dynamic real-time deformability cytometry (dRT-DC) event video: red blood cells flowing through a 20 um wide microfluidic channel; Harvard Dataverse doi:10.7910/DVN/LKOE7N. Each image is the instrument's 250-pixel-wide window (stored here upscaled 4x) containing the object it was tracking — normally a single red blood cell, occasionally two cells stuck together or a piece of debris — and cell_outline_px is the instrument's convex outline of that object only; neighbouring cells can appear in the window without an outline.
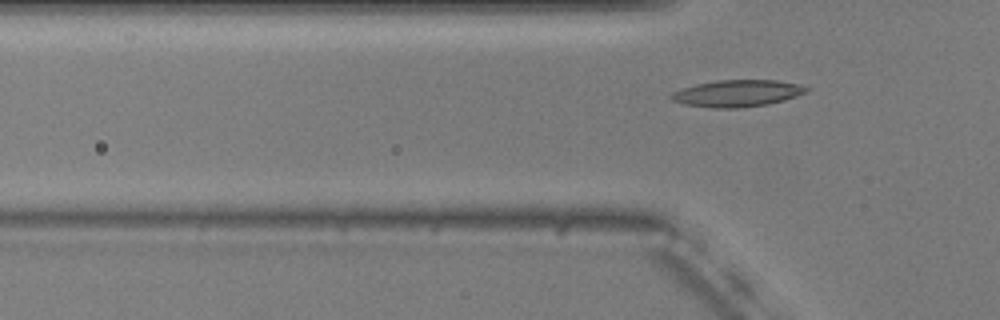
{"species": "common noctule bat (a hibernating species)", "species_latin": "Nyctalus noctula", "temperature_condition": "warm", "stored_images_in_passage": 6, "camera_frame_rate_fps": 3000, "um_per_image_px": 0.085, "animal": {"sex": "male", "body_mass_g": 20.5, "forearm_length_mm": 52.5}, "frame": {"image": 1, "passage_image": 6, "time_ms": 1.667, "image_size_px": [1000, 320], "cell_outline_px": [[812, 88], [808, 92], [784, 100], [768, 104], [740, 108], [712, 108], [684, 104], [672, 100], [668, 96], [672, 92], [696, 84], [720, 80], [776, 80], [800, 84]], "centroid_in_image_um": [62.71, 7.93], "position_along_channel_um": 63.1, "area_um2": 21.21}}